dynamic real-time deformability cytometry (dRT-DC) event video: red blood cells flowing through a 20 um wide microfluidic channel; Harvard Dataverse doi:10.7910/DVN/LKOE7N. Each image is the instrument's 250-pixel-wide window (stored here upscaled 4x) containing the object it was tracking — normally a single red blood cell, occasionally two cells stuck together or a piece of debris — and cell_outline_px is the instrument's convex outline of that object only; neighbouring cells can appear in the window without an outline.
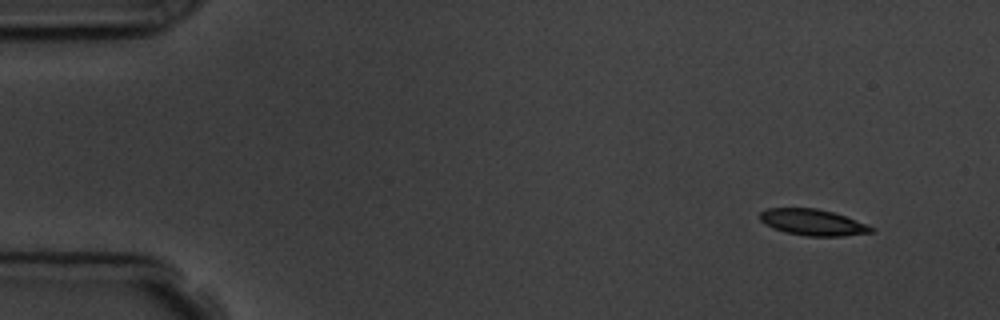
{"species": "common noctule bat (a hibernating species)", "species_latin": "Nyctalus noctula", "temperature_condition": "room temperature", "stored_images_in_passage": 4, "camera_frame_rate_fps": 3000, "um_per_image_px": 0.085, "animal": {"sex": "male", "body_mass_g": 19.5, "forearm_length_mm": 54.6}, "frame": {"image": 1, "passage_image": 1, "time_ms": 0.0, "image_size_px": [1000, 320], "cell_outline_px": [[876, 232], [844, 236], [808, 236], [784, 232], [772, 228], [764, 224], [760, 220], [760, 212], [768, 208], [816, 208], [832, 212], [844, 216], [876, 228]], "centroid_in_image_um": [69.08, 18.91], "position_along_channel_um": 15.9, "area_um2": 17.05}}
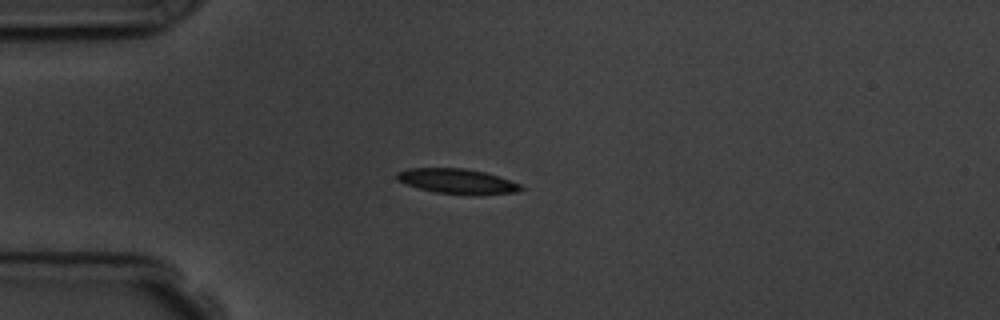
{"frame": {"image": 2, "passage_image": 4, "time_ms": 3.333, "image_size_px": [1000, 320], "cell_outline_px": [[524, 188], [516, 192], [476, 196], [436, 192], [420, 188], [396, 180], [396, 172], [408, 168], [464, 168], [484, 172], [520, 184]], "centroid_in_image_um": [38.86, 15.41], "position_along_channel_um": 46.1, "area_um2": 18.03}}